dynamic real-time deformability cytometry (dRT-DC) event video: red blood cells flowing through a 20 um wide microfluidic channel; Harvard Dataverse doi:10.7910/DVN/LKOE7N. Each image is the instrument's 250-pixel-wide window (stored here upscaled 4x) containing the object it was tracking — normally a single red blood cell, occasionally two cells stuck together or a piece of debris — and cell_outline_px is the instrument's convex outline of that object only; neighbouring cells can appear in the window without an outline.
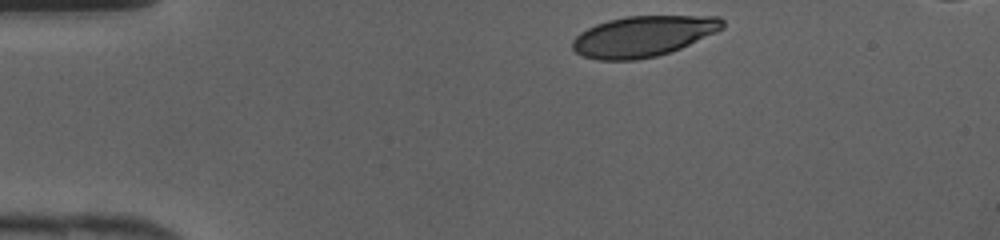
{"species": "human", "species_latin": "Homo sapiens", "temperature_condition": "cold", "stored_images_in_passage": 29, "camera_frame_rate_fps": 3000, "um_per_image_px": 0.085, "donor": {"sex": "female"}, "frame": {"image": 1, "passage_image": 1, "time_ms": 0.0, "image_size_px": [1000, 240], "cell_outline_px": [[724, 28], [716, 32], [680, 48], [656, 56], [636, 60], [596, 60], [584, 56], [576, 52], [572, 48], [572, 40], [580, 32], [596, 24], [608, 20], [628, 16], [720, 16], [724, 20]], "centroid_in_image_um": [54.66, 3.08], "position_along_channel_um": 30.3, "area_um2": 35.49}}
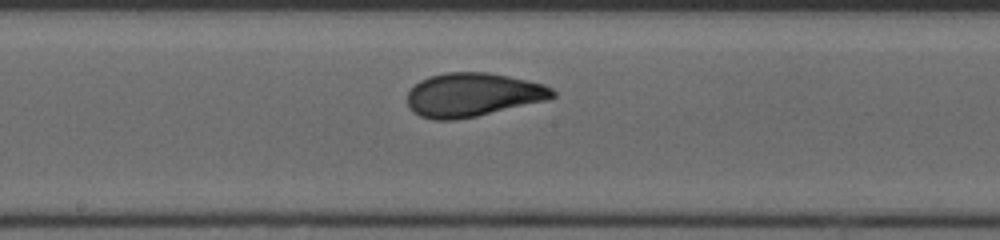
{"frame": {"image": 2, "passage_image": 16, "time_ms": 5.0, "image_size_px": [1000, 240], "cell_outline_px": [[556, 96], [548, 100], [476, 116], [456, 120], [432, 120], [420, 116], [408, 108], [408, 92], [420, 80], [428, 76], [448, 72], [488, 72], [528, 80], [544, 84], [552, 88], [556, 92]], "centroid_in_image_um": [40.19, 8.06], "position_along_channel_um": 208.0, "area_um2": 37.17}}
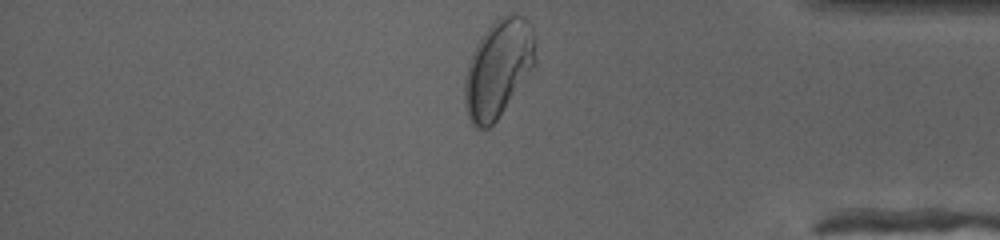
{"frame": {"image": 3, "passage_image": 29, "time_ms": 9.333, "image_size_px": [1000, 240], "cell_outline_px": [[536, 64], [496, 120], [488, 128], [476, 128], [468, 120], [464, 100], [464, 76], [472, 52], [480, 36], [500, 16], [508, 12], [524, 16], [528, 20], [536, 44]], "centroid_in_image_um": [42.34, 5.8], "position_along_channel_um": 392.9, "area_um2": 40.4}}